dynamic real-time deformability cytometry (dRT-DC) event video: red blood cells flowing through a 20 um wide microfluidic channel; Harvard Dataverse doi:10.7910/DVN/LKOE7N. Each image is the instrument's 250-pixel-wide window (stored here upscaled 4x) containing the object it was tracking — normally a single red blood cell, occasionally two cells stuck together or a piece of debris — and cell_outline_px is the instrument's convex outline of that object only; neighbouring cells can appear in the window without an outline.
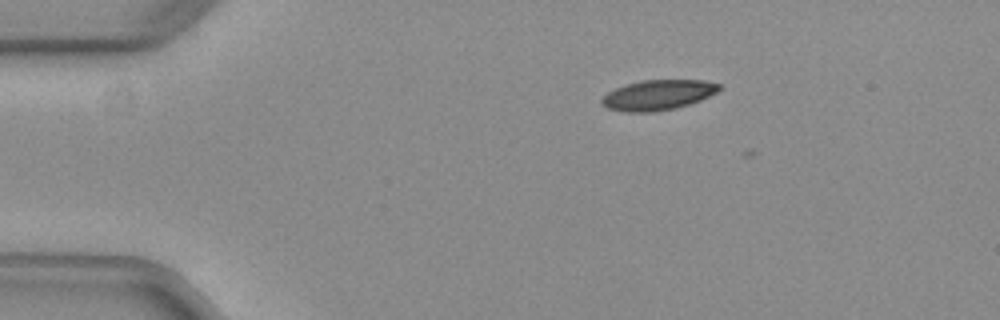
{"species": "common noctule bat (a hibernating species)", "species_latin": "Nyctalus noctula", "temperature_condition": "warm", "stored_images_in_passage": 2, "camera_frame_rate_fps": 3000, "um_per_image_px": 0.085, "animal": {"sex": "female", "body_mass_g": 29.2, "forearm_length_mm": 56.3}, "frame": {"image": 1, "passage_image": 1, "time_ms": 0.0, "image_size_px": [1000, 320], "cell_outline_px": [[720, 88], [716, 92], [700, 100], [676, 108], [652, 112], [624, 112], [608, 108], [600, 104], [600, 100], [608, 92], [616, 88], [640, 80], [704, 80], [720, 84]], "centroid_in_image_um": [55.9, 8.07], "position_along_channel_um": 29.1, "area_um2": 20.52}}